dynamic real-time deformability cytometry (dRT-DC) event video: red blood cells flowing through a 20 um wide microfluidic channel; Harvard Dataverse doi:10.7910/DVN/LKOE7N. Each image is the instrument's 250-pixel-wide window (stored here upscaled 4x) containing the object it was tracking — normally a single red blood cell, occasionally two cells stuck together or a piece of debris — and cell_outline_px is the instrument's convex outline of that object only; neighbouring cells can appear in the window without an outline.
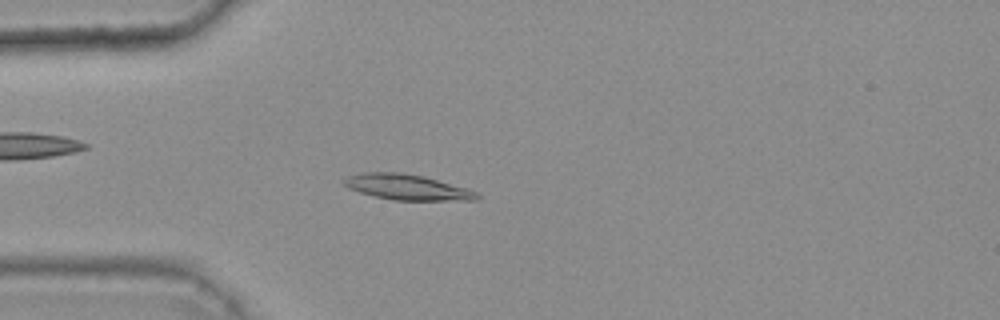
{"species": "common noctule bat (a hibernating species)", "species_latin": "Nyctalus noctula", "temperature_condition": "warm", "stored_images_in_passage": 44, "camera_frame_rate_fps": 3000, "um_per_image_px": 0.085, "animal": {"sex": "female", "body_mass_g": 25.1}, "frame": {"image": 1, "passage_image": 14, "time_ms": 4.333, "image_size_px": [1000, 320], "cell_outline_px": [[480, 196], [476, 200], [392, 200], [372, 196], [348, 188], [344, 184], [344, 180], [348, 176], [360, 172], [400, 172], [424, 176], [468, 188], [476, 192]], "centroid_in_image_um": [34.6, 15.9], "position_along_channel_um": 50.4, "area_um2": 19.83}}
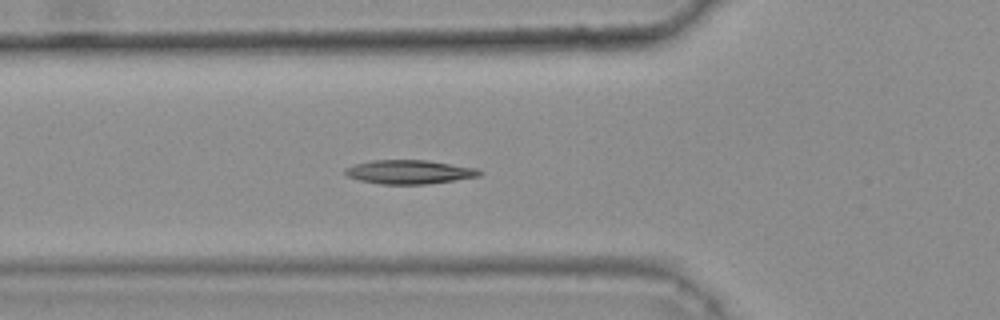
{"frame": {"image": 2, "passage_image": 18, "time_ms": 5.667, "image_size_px": [1000, 320], "cell_outline_px": [[484, 172], [480, 176], [428, 184], [380, 184], [360, 180], [348, 176], [344, 172], [344, 168], [356, 164], [372, 160], [428, 160], [480, 168]], "centroid_in_image_um": [34.85, 14.61], "position_along_channel_um": 90.9, "area_um2": 18.84}}
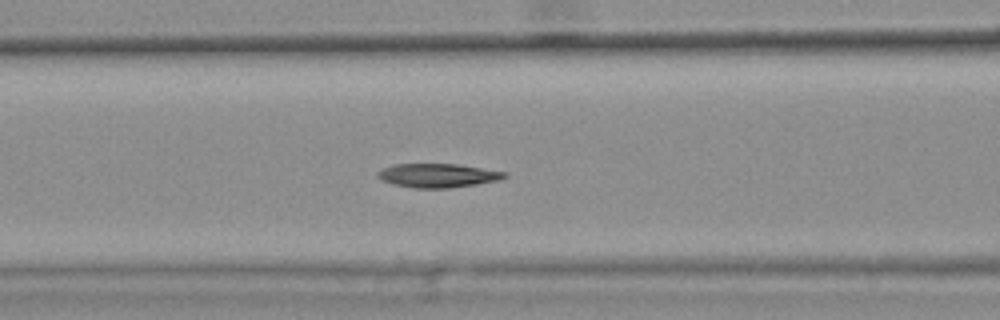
{"frame": {"image": 3, "passage_image": 21, "time_ms": 6.667, "image_size_px": [1000, 320], "cell_outline_px": [[508, 176], [500, 180], [476, 184], [448, 188], [412, 188], [392, 184], [376, 176], [376, 172], [392, 164], [456, 164], [504, 172]], "centroid_in_image_um": [37.17, 14.92], "position_along_channel_um": 129.4, "area_um2": 17.51}}